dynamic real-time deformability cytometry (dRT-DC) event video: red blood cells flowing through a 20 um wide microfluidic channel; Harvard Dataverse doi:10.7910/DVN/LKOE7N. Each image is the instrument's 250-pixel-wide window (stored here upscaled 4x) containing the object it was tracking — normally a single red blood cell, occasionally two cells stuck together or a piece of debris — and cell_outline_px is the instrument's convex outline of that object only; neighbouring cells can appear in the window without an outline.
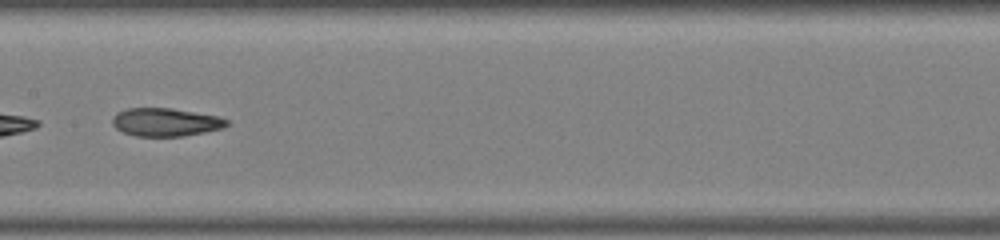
{"species": "common noctule bat (a hibernating species)", "species_latin": "Nyctalus noctula", "temperature_condition": "warm", "stored_images_in_passage": 36, "camera_frame_rate_fps": 3000, "um_per_image_px": 0.085, "animal": {"sex": "male", "body_mass_g": 19.0, "forearm_length_mm": 50.8}, "frame": {"image": 1, "passage_image": 16, "time_ms": 5.0, "image_size_px": [1000, 240], "cell_outline_px": [[228, 124], [220, 128], [204, 132], [180, 136], [136, 136], [124, 132], [116, 128], [112, 124], [112, 116], [116, 112], [128, 108], [172, 108], [220, 116], [228, 120]], "centroid_in_image_um": [14.04, 10.37], "position_along_channel_um": 193.4, "area_um2": 18.73}, "authors_computed_cell_mechanics": {"area_um2": 20.0855, "velocity_mm_per_s": 4.285, "shape_relaxation_time_tau1_ms": null, "shape_relaxation_time_tau2_ms": 3.9408, "deformation_change_tau1": null, "deformation_change_tau2": 0.1153}}